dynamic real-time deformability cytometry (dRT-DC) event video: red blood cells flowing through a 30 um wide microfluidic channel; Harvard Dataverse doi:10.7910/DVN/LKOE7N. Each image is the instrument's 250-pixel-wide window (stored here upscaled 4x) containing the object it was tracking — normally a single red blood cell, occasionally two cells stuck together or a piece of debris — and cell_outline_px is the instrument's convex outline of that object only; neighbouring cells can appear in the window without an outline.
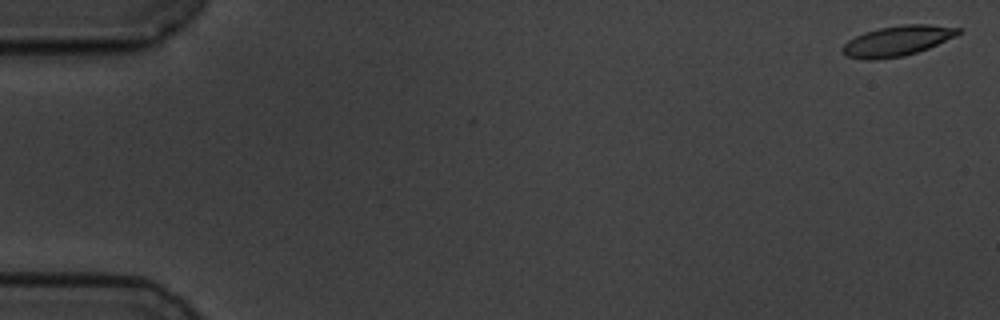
{"species": "common noctule bat (a hibernating species)", "species_latin": "Nyctalus noctula", "temperature_condition": "cold", "stored_images_in_passage": 59, "camera_frame_rate_fps": 3000, "um_per_image_px": 0.085, "animal": {"sex": "male", "body_mass_g": 19.5, "forearm_length_mm": 54.6}, "frame": {"image": 1, "passage_image": 2, "time_ms": 0.333, "image_size_px": [1000, 320], "cell_outline_px": [[960, 32], [956, 36], [928, 48], [904, 56], [872, 60], [864, 60], [848, 56], [840, 48], [848, 40], [864, 32], [880, 28], [904, 24], [928, 24], [960, 28]], "centroid_in_image_um": [76.25, 3.47], "position_along_channel_um": 8.7, "area_um2": 20.23}}
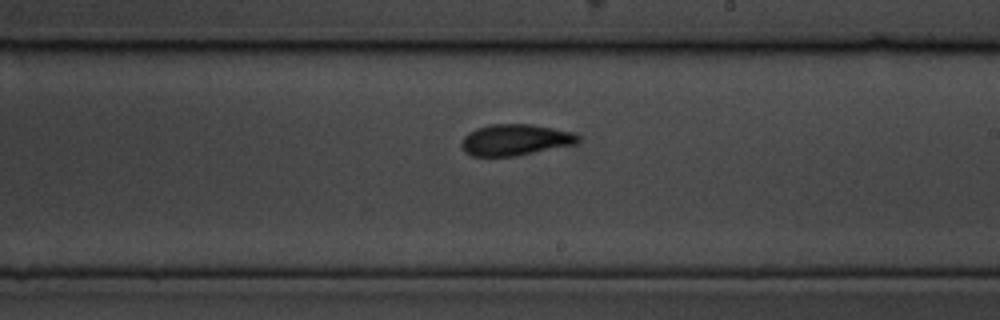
{"frame": {"image": 2, "passage_image": 35, "time_ms": 11.333, "image_size_px": [1000, 320], "cell_outline_px": [[580, 140], [576, 144], [516, 156], [472, 156], [464, 152], [460, 144], [464, 136], [468, 132], [476, 128], [488, 124], [532, 124], [572, 132], [580, 136]], "centroid_in_image_um": [43.77, 11.89], "position_along_channel_um": 245.2, "area_um2": 21.39}}
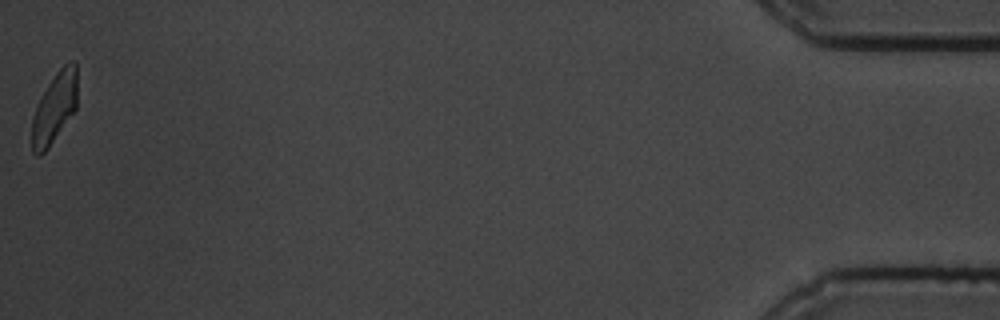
{"frame": {"image": 3, "passage_image": 59, "time_ms": 19.333, "image_size_px": [1000, 320], "cell_outline_px": [[76, 108], [48, 148], [40, 156], [36, 156], [32, 152], [32, 116], [36, 104], [48, 84], [56, 72], [64, 64], [72, 60], [76, 60]], "centroid_in_image_um": [4.61, 9.16], "position_along_channel_um": 430.6, "area_um2": 18.55}, "authors_computed_cell_mechanics": {"area_um2": 20.4612, "velocity_mm_per_s": 3.4644, "shape_relaxation_time_tau1_ms": 4.6619, "shape_relaxation_time_tau2_ms": 2.4481, "deformation_change_tau1": 0.124, "deformation_change_tau2": 0.0683}}